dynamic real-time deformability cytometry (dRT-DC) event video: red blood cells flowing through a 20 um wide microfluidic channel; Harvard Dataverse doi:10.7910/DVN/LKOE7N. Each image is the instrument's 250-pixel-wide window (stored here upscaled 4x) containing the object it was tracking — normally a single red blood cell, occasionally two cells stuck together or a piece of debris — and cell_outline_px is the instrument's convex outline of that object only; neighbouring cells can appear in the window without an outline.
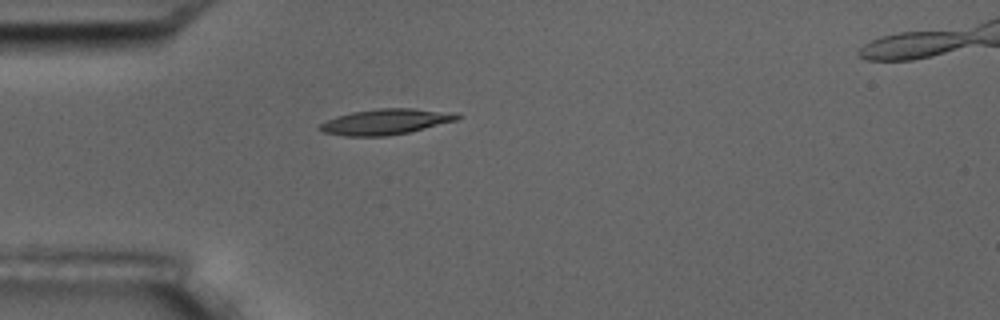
{"species": "common noctule bat (a hibernating species)", "species_latin": "Nyctalus noctula", "temperature_condition": "room temperature", "stored_images_in_passage": 5, "camera_frame_rate_fps": 3000, "um_per_image_px": 0.085, "animal": {"sex": "male", "body_mass_g": 17.5, "forearm_length_mm": 52.3}, "frame": {"image": 1, "passage_image": 5, "time_ms": 4.667, "image_size_px": [1000, 320], "cell_outline_px": [[464, 116], [456, 120], [408, 132], [384, 136], [344, 136], [324, 132], [316, 128], [320, 124], [336, 116], [352, 112], [380, 108], [412, 108], [452, 112]], "centroid_in_image_um": [32.76, 10.34], "position_along_channel_um": 52.2, "area_um2": 20.35}}